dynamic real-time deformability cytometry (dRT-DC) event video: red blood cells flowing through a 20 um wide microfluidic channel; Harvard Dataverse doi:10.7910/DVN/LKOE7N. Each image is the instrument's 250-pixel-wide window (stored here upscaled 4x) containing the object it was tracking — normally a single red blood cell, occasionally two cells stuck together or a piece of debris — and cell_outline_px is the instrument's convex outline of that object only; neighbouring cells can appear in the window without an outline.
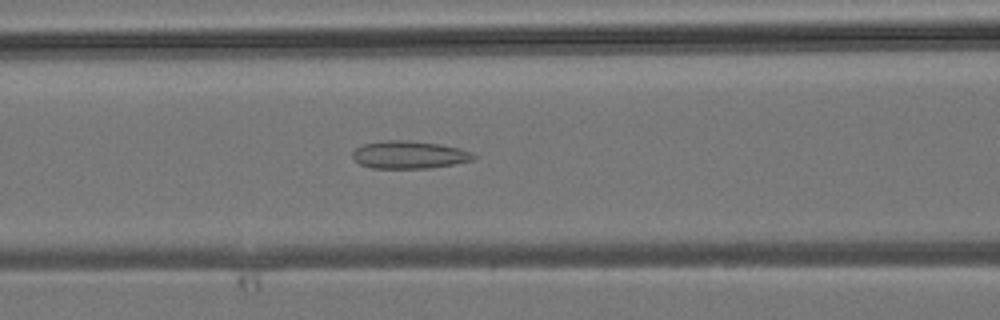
{"species": "common noctule bat (a hibernating species)", "species_latin": "Nyctalus noctula", "temperature_condition": "room temperature", "stored_images_in_passage": 34, "camera_frame_rate_fps": 3000, "um_per_image_px": 0.085, "animal": {"sex": "male", "body_mass_g": 19.2, "forearm_length_mm": 51.8}, "frame": {"image": 1, "passage_image": 17, "time_ms": 5.333, "image_size_px": [1000, 320], "cell_outline_px": [[476, 156], [472, 160], [452, 164], [428, 168], [372, 168], [360, 164], [352, 156], [352, 152], [356, 148], [364, 144], [384, 140], [408, 140], [440, 144], [460, 148], [472, 152]], "centroid_in_image_um": [34.78, 13.15], "position_along_channel_um": 131.8, "area_um2": 19.42}}
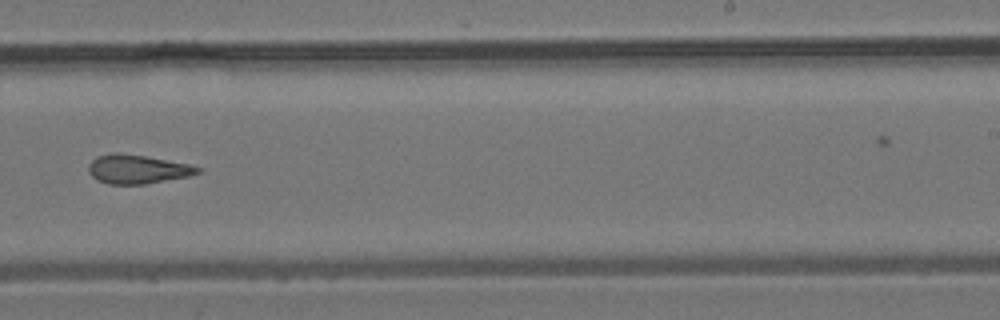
{"frame": {"image": 2, "passage_image": 26, "time_ms": 8.333, "image_size_px": [1000, 320], "cell_outline_px": [[200, 172], [188, 176], [144, 184], [108, 184], [96, 180], [88, 172], [88, 164], [96, 156], [112, 152], [120, 152], [144, 156], [188, 164], [200, 168]], "centroid_in_image_um": [11.6, 14.37], "position_along_channel_um": 277.4, "area_um2": 18.32}}
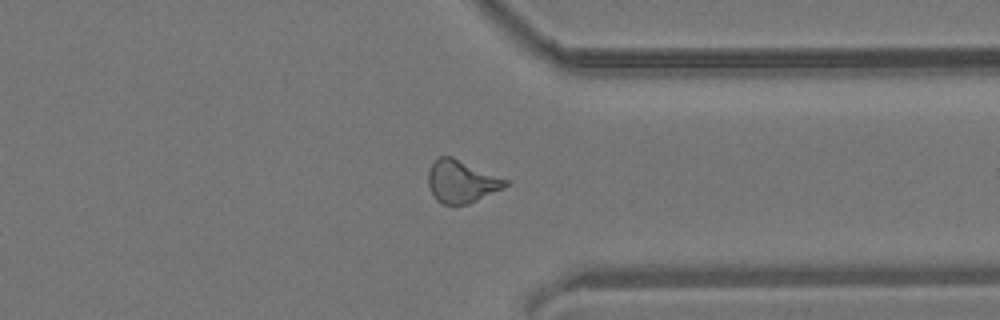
{"frame": {"image": 3, "passage_image": 32, "time_ms": 10.333, "image_size_px": [1000, 320], "cell_outline_px": [[508, 184], [504, 188], [468, 204], [440, 204], [436, 200], [428, 184], [428, 172], [432, 164], [440, 156], [452, 156], [508, 180]], "centroid_in_image_um": [39.22, 15.43], "position_along_channel_um": 372.2, "area_um2": 18.96}}